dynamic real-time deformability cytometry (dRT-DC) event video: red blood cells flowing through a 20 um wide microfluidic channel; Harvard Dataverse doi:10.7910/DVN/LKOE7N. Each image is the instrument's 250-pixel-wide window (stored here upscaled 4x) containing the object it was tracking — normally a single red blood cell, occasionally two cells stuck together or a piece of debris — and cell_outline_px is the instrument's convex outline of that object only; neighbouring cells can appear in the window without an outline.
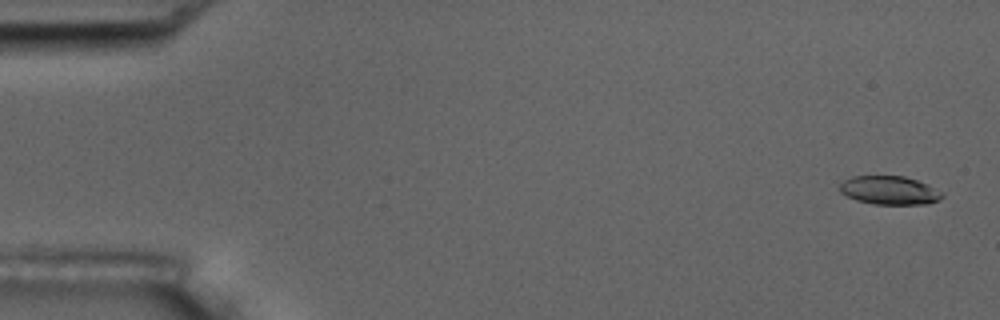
{"species": "common noctule bat (a hibernating species)", "species_latin": "Nyctalus noctula", "temperature_condition": "room temperature", "stored_images_in_passage": 15, "camera_frame_rate_fps": 3000, "um_per_image_px": 0.085, "animal": {"sex": "male", "body_mass_g": 17.5, "forearm_length_mm": 52.3}, "frame": {"image": 1, "passage_image": 1, "time_ms": 0.0, "image_size_px": [1000, 320], "cell_outline_px": [[944, 196], [940, 200], [928, 204], [872, 204], [856, 200], [840, 192], [840, 184], [844, 180], [852, 176], [904, 176], [928, 184], [944, 192]], "centroid_in_image_um": [75.65, 16.18], "position_along_channel_um": 9.4, "area_um2": 17.17}}
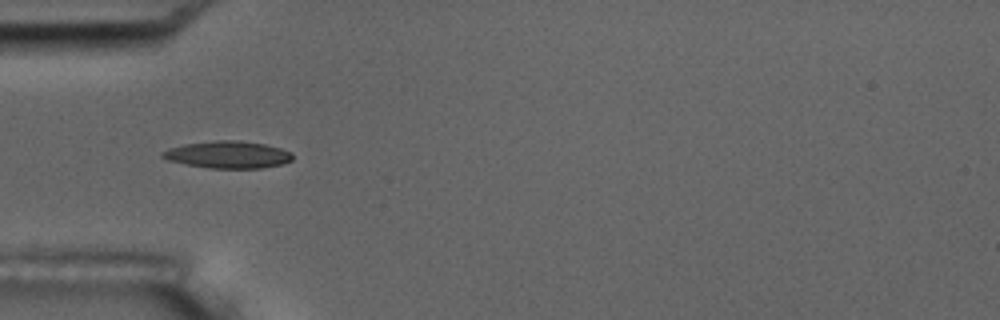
{"frame": {"image": 2, "passage_image": 5, "time_ms": 5.333, "image_size_px": [1000, 320], "cell_outline_px": [[292, 160], [280, 164], [260, 168], [208, 168], [184, 164], [168, 160], [160, 156], [160, 152], [168, 148], [184, 144], [216, 140], [236, 140], [264, 144], [280, 148], [292, 152]], "centroid_in_image_um": [19.32, 13.14], "position_along_channel_um": 65.7, "area_um2": 20.58}, "authors_computed_cell_mechanics": {"area_um2": 18.3804, "velocity_mm_per_s": 3.594, "shape_relaxation_time_tau1_ms": null, "shape_relaxation_time_tau2_ms": 3.2761, "deformation_change_tau1": null, "deformation_change_tau2": 0.0987}}